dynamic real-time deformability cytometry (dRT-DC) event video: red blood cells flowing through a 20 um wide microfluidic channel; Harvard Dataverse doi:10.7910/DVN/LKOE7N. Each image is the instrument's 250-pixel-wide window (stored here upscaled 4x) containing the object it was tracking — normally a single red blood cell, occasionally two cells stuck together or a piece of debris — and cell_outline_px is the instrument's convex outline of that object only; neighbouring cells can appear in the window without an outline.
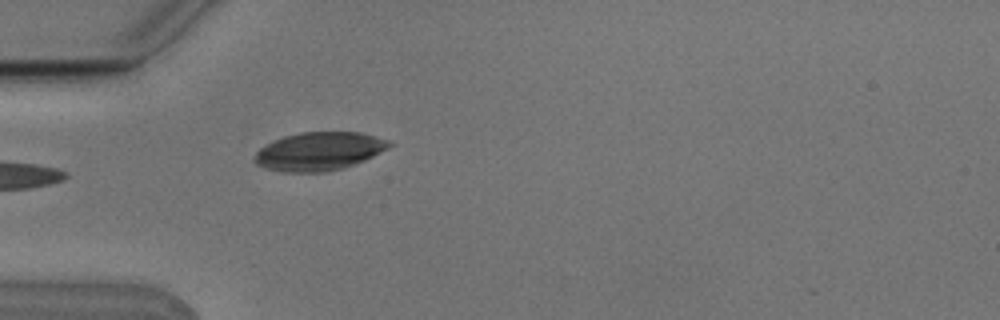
{"species": "Egyptian fruit bat (a non-hibernating species)", "species_latin": "Rousettus aegyptiacus", "temperature_condition": "cold", "stored_images_in_passage": 1, "camera_frame_rate_fps": 3000, "um_per_image_px": 0.085, "animal": {"sex": "male"}, "frame": {"image": 1, "passage_image": 1, "time_ms": 0.0, "image_size_px": [1000, 320], "cell_outline_px": [[392, 144], [388, 148], [364, 160], [344, 168], [328, 172], [284, 172], [268, 168], [256, 164], [252, 160], [256, 152], [260, 148], [284, 136], [300, 132], [360, 132], [388, 140]], "centroid_in_image_um": [27.11, 12.86], "position_along_channel_um": 57.9, "area_um2": 29.88}}